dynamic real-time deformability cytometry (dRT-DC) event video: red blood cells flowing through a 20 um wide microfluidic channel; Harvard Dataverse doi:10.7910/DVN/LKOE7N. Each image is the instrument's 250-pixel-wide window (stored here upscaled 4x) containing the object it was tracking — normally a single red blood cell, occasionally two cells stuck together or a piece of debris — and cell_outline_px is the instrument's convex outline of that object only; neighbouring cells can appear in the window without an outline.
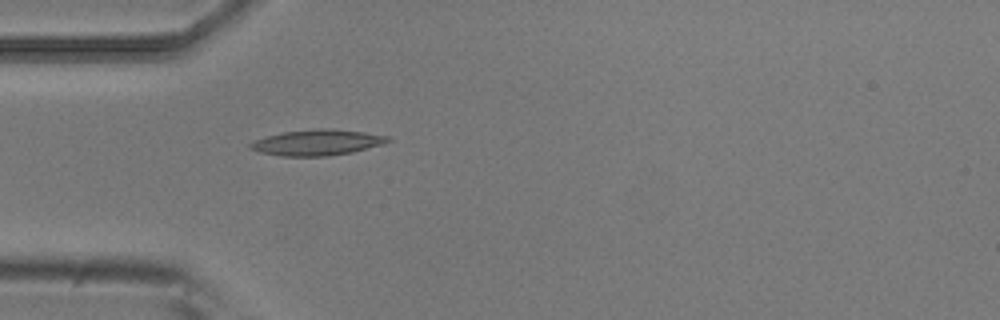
{"species": "common noctule bat (a hibernating species)", "species_latin": "Nyctalus noctula", "temperature_condition": "room temperature", "stored_images_in_passage": 5, "camera_frame_rate_fps": 3000, "um_per_image_px": 0.085, "animal": {"sex": "male", "body_mass_g": 20.5, "forearm_length_mm": 52.5}, "frame": {"image": 1, "passage_image": 5, "time_ms": 1.333, "image_size_px": [1000, 320], "cell_outline_px": [[392, 140], [384, 144], [352, 152], [328, 156], [280, 156], [260, 152], [248, 148], [248, 144], [252, 140], [264, 136], [284, 132], [316, 128], [332, 128], [364, 132], [388, 136]], "centroid_in_image_um": [26.93, 12.1], "position_along_channel_um": 58.1, "area_um2": 20.92}}